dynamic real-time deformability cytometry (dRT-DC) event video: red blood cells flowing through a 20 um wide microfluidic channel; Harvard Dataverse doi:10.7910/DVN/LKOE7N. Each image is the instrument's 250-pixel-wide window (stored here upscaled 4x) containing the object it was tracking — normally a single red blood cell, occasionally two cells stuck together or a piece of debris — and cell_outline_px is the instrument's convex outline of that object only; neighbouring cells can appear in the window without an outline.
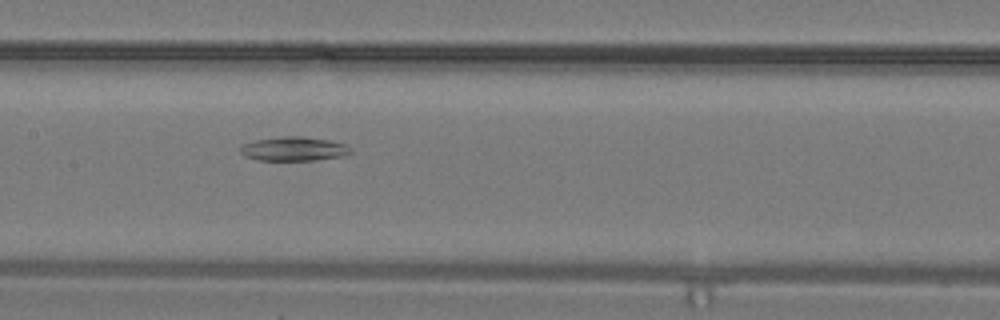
{"species": "common noctule bat (a hibernating species)", "species_latin": "Nyctalus noctula", "temperature_condition": "warm", "stored_images_in_passage": 32, "segment_of_instrument_passage": [2, 2], "camera_frame_rate_fps": 3000, "um_per_image_px": 0.085, "animal": {"sex": "male", "body_mass_g": 19.2, "forearm_length_mm": 51.8}, "frame": {"image": 1, "passage_image": 16, "time_ms": 5.0, "image_size_px": [1000, 320], "cell_outline_px": [[352, 152], [344, 156], [312, 160], [260, 160], [244, 156], [240, 152], [240, 148], [244, 144], [256, 140], [288, 136], [300, 136], [332, 140], [344, 144], [352, 148]], "centroid_in_image_um": [25.02, 12.65], "position_along_channel_um": 182.4, "area_um2": 15.37}}
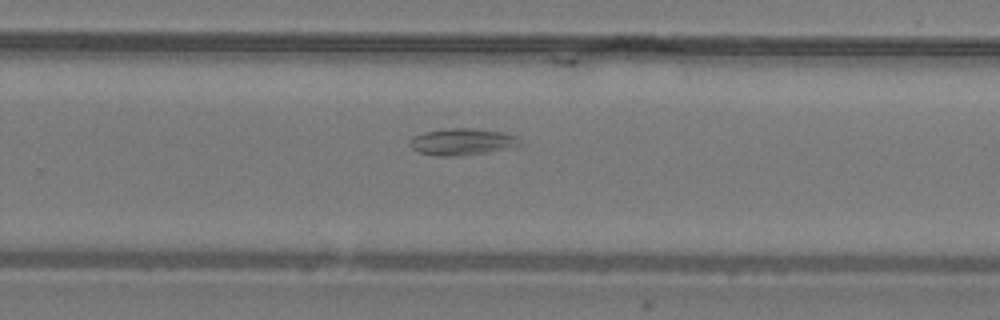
{"frame": {"image": 2, "passage_image": 21, "time_ms": 6.667, "image_size_px": [1000, 320], "cell_outline_px": [[520, 144], [508, 148], [484, 152], [452, 156], [436, 156], [420, 152], [412, 148], [408, 144], [412, 136], [424, 132], [452, 128], [472, 128], [500, 132], [516, 136], [520, 140]], "centroid_in_image_um": [39.22, 12.04], "position_along_channel_um": 290.6, "area_um2": 16.76}}
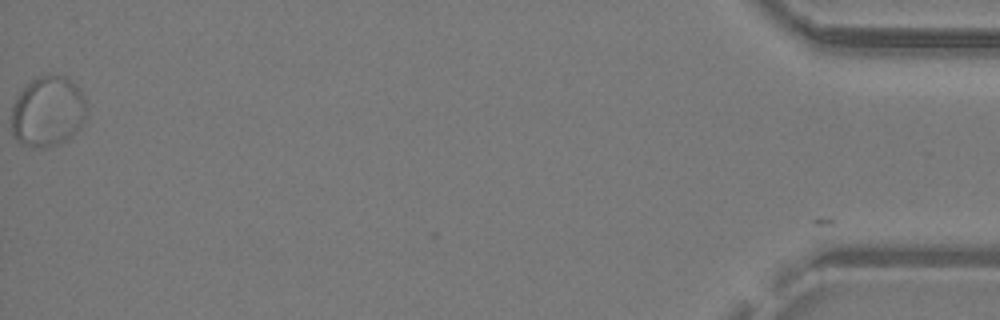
{"frame": {"image": 3, "passage_image": 32, "time_ms": 10.333, "image_size_px": [1000, 320], "cell_outline_px": [[88, 108], [84, 120], [80, 128], [60, 144], [44, 148], [32, 148], [20, 144], [12, 136], [12, 108], [16, 96], [36, 76], [48, 72], [68, 76], [84, 92]], "centroid_in_image_um": [4.09, 9.45], "position_along_channel_um": 431.1, "area_um2": 31.91}}